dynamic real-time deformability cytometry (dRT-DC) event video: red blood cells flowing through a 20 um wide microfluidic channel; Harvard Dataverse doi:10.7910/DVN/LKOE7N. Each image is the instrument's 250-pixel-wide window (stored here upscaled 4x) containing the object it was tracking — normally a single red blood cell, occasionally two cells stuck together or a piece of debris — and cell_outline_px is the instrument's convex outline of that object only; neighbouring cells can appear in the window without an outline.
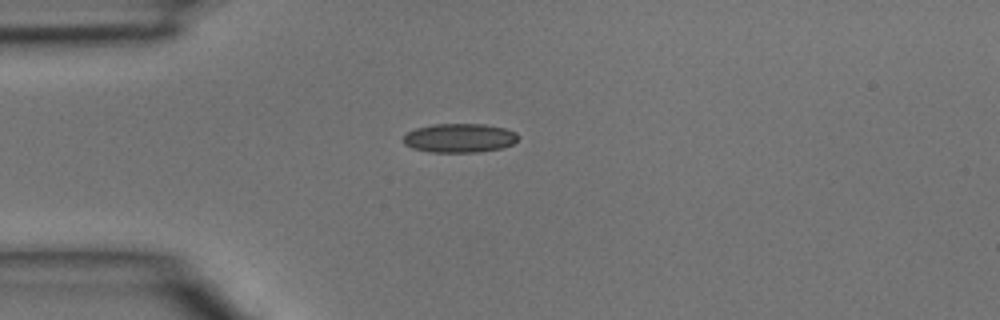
{"species": "common noctule bat (a hibernating species)", "species_latin": "Nyctalus noctula", "temperature_condition": "room temperature", "stored_images_in_passage": 1, "camera_frame_rate_fps": 3000, "um_per_image_px": 0.085, "animal": {"sex": "male", "body_mass_g": 15.6}, "frame": {"image": 1, "passage_image": 1, "time_ms": 0.0, "image_size_px": [1000, 320], "cell_outline_px": [[520, 136], [512, 144], [500, 148], [476, 152], [432, 152], [412, 148], [404, 144], [404, 136], [408, 132], [416, 128], [432, 124], [484, 124], [504, 128], [516, 132]], "centroid_in_image_um": [39.06, 11.72], "position_along_channel_um": 45.9, "area_um2": 19.31}}